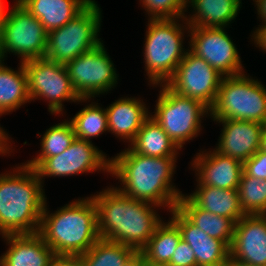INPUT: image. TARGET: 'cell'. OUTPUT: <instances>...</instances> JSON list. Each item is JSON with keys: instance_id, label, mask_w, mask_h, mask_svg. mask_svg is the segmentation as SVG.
Wrapping results in <instances>:
<instances>
[{"instance_id": "1", "label": "cell", "mask_w": 266, "mask_h": 266, "mask_svg": "<svg viewBox=\"0 0 266 266\" xmlns=\"http://www.w3.org/2000/svg\"><path fill=\"white\" fill-rule=\"evenodd\" d=\"M177 157H148L127 147L110 158V174L121 184L115 188L131 199L167 207L170 212L183 195L172 182Z\"/></svg>"}, {"instance_id": "2", "label": "cell", "mask_w": 266, "mask_h": 266, "mask_svg": "<svg viewBox=\"0 0 266 266\" xmlns=\"http://www.w3.org/2000/svg\"><path fill=\"white\" fill-rule=\"evenodd\" d=\"M96 193L91 197L97 208L99 237L141 251L163 221L156 212L163 208L131 199L114 186Z\"/></svg>"}, {"instance_id": "3", "label": "cell", "mask_w": 266, "mask_h": 266, "mask_svg": "<svg viewBox=\"0 0 266 266\" xmlns=\"http://www.w3.org/2000/svg\"><path fill=\"white\" fill-rule=\"evenodd\" d=\"M12 171L0 174V234L37 233L47 199L44 186L25 163Z\"/></svg>"}, {"instance_id": "4", "label": "cell", "mask_w": 266, "mask_h": 266, "mask_svg": "<svg viewBox=\"0 0 266 266\" xmlns=\"http://www.w3.org/2000/svg\"><path fill=\"white\" fill-rule=\"evenodd\" d=\"M74 200L53 213L44 205L38 233L55 255L80 256L100 239L93 198Z\"/></svg>"}, {"instance_id": "5", "label": "cell", "mask_w": 266, "mask_h": 266, "mask_svg": "<svg viewBox=\"0 0 266 266\" xmlns=\"http://www.w3.org/2000/svg\"><path fill=\"white\" fill-rule=\"evenodd\" d=\"M144 63L147 80L153 87L165 84L189 50L183 41L190 26L185 18L147 19ZM183 23H181V22ZM180 22V23H179ZM184 47V48H183Z\"/></svg>"}, {"instance_id": "6", "label": "cell", "mask_w": 266, "mask_h": 266, "mask_svg": "<svg viewBox=\"0 0 266 266\" xmlns=\"http://www.w3.org/2000/svg\"><path fill=\"white\" fill-rule=\"evenodd\" d=\"M212 120L233 119L266 123V87L242 73L223 77L210 108Z\"/></svg>"}, {"instance_id": "7", "label": "cell", "mask_w": 266, "mask_h": 266, "mask_svg": "<svg viewBox=\"0 0 266 266\" xmlns=\"http://www.w3.org/2000/svg\"><path fill=\"white\" fill-rule=\"evenodd\" d=\"M102 10L92 0L78 15L64 26L47 33L45 58L66 64L89 52L103 42L99 38Z\"/></svg>"}, {"instance_id": "8", "label": "cell", "mask_w": 266, "mask_h": 266, "mask_svg": "<svg viewBox=\"0 0 266 266\" xmlns=\"http://www.w3.org/2000/svg\"><path fill=\"white\" fill-rule=\"evenodd\" d=\"M157 86L161 88L150 117L182 149L202 131V120L210 116V109L199 100L176 94L165 84Z\"/></svg>"}, {"instance_id": "9", "label": "cell", "mask_w": 266, "mask_h": 266, "mask_svg": "<svg viewBox=\"0 0 266 266\" xmlns=\"http://www.w3.org/2000/svg\"><path fill=\"white\" fill-rule=\"evenodd\" d=\"M27 74L30 100H46L52 115L62 114L64 101L88 102L91 98H80L72 85L65 64L47 58L31 59L23 62Z\"/></svg>"}, {"instance_id": "10", "label": "cell", "mask_w": 266, "mask_h": 266, "mask_svg": "<svg viewBox=\"0 0 266 266\" xmlns=\"http://www.w3.org/2000/svg\"><path fill=\"white\" fill-rule=\"evenodd\" d=\"M25 164L33 168L44 186L45 177H68L103 171L110 173V158L94 146L92 141L75 138L59 155L48 158H32Z\"/></svg>"}, {"instance_id": "11", "label": "cell", "mask_w": 266, "mask_h": 266, "mask_svg": "<svg viewBox=\"0 0 266 266\" xmlns=\"http://www.w3.org/2000/svg\"><path fill=\"white\" fill-rule=\"evenodd\" d=\"M47 49V32L42 23L21 3H14L8 10L5 23L0 60L10 53L20 62L44 58Z\"/></svg>"}, {"instance_id": "12", "label": "cell", "mask_w": 266, "mask_h": 266, "mask_svg": "<svg viewBox=\"0 0 266 266\" xmlns=\"http://www.w3.org/2000/svg\"><path fill=\"white\" fill-rule=\"evenodd\" d=\"M105 45L83 53L65 64L74 90L80 98L107 94L118 84V74Z\"/></svg>"}, {"instance_id": "13", "label": "cell", "mask_w": 266, "mask_h": 266, "mask_svg": "<svg viewBox=\"0 0 266 266\" xmlns=\"http://www.w3.org/2000/svg\"><path fill=\"white\" fill-rule=\"evenodd\" d=\"M222 78L208 62L188 50L165 85L176 94L199 100L210 109Z\"/></svg>"}, {"instance_id": "14", "label": "cell", "mask_w": 266, "mask_h": 266, "mask_svg": "<svg viewBox=\"0 0 266 266\" xmlns=\"http://www.w3.org/2000/svg\"><path fill=\"white\" fill-rule=\"evenodd\" d=\"M225 27H190V51L203 58L223 77L245 73L240 54Z\"/></svg>"}, {"instance_id": "15", "label": "cell", "mask_w": 266, "mask_h": 266, "mask_svg": "<svg viewBox=\"0 0 266 266\" xmlns=\"http://www.w3.org/2000/svg\"><path fill=\"white\" fill-rule=\"evenodd\" d=\"M199 151L190 162L191 168L195 170L197 186L237 190L243 173V163L222 155L215 149Z\"/></svg>"}, {"instance_id": "16", "label": "cell", "mask_w": 266, "mask_h": 266, "mask_svg": "<svg viewBox=\"0 0 266 266\" xmlns=\"http://www.w3.org/2000/svg\"><path fill=\"white\" fill-rule=\"evenodd\" d=\"M229 257L253 266H266V215H245L235 223Z\"/></svg>"}, {"instance_id": "17", "label": "cell", "mask_w": 266, "mask_h": 266, "mask_svg": "<svg viewBox=\"0 0 266 266\" xmlns=\"http://www.w3.org/2000/svg\"><path fill=\"white\" fill-rule=\"evenodd\" d=\"M213 121L223 127L215 147L220 154L244 163L260 149L263 123L233 119Z\"/></svg>"}, {"instance_id": "18", "label": "cell", "mask_w": 266, "mask_h": 266, "mask_svg": "<svg viewBox=\"0 0 266 266\" xmlns=\"http://www.w3.org/2000/svg\"><path fill=\"white\" fill-rule=\"evenodd\" d=\"M171 220L180 230L182 239L194 251L197 266H224L229 247L221 240L209 237L192 224L177 208L170 211Z\"/></svg>"}, {"instance_id": "19", "label": "cell", "mask_w": 266, "mask_h": 266, "mask_svg": "<svg viewBox=\"0 0 266 266\" xmlns=\"http://www.w3.org/2000/svg\"><path fill=\"white\" fill-rule=\"evenodd\" d=\"M8 249L0 256V266H49L53 250L40 234H8L2 236Z\"/></svg>"}, {"instance_id": "20", "label": "cell", "mask_w": 266, "mask_h": 266, "mask_svg": "<svg viewBox=\"0 0 266 266\" xmlns=\"http://www.w3.org/2000/svg\"><path fill=\"white\" fill-rule=\"evenodd\" d=\"M108 130L123 142L131 143L143 123L150 117L149 108L135 96L121 97L106 108Z\"/></svg>"}, {"instance_id": "21", "label": "cell", "mask_w": 266, "mask_h": 266, "mask_svg": "<svg viewBox=\"0 0 266 266\" xmlns=\"http://www.w3.org/2000/svg\"><path fill=\"white\" fill-rule=\"evenodd\" d=\"M188 7L193 13L184 18L190 27L228 28L239 13L242 0H186V12Z\"/></svg>"}, {"instance_id": "22", "label": "cell", "mask_w": 266, "mask_h": 266, "mask_svg": "<svg viewBox=\"0 0 266 266\" xmlns=\"http://www.w3.org/2000/svg\"><path fill=\"white\" fill-rule=\"evenodd\" d=\"M92 0H24L21 4L42 23L48 33L78 15Z\"/></svg>"}, {"instance_id": "23", "label": "cell", "mask_w": 266, "mask_h": 266, "mask_svg": "<svg viewBox=\"0 0 266 266\" xmlns=\"http://www.w3.org/2000/svg\"><path fill=\"white\" fill-rule=\"evenodd\" d=\"M176 208L209 237L221 240L230 247L235 230V222L232 219L199 208L187 194L179 198Z\"/></svg>"}, {"instance_id": "24", "label": "cell", "mask_w": 266, "mask_h": 266, "mask_svg": "<svg viewBox=\"0 0 266 266\" xmlns=\"http://www.w3.org/2000/svg\"><path fill=\"white\" fill-rule=\"evenodd\" d=\"M199 208L232 219L235 223L246 214L241 209L238 190L197 186L187 195Z\"/></svg>"}, {"instance_id": "25", "label": "cell", "mask_w": 266, "mask_h": 266, "mask_svg": "<svg viewBox=\"0 0 266 266\" xmlns=\"http://www.w3.org/2000/svg\"><path fill=\"white\" fill-rule=\"evenodd\" d=\"M4 64V61L0 60V117L15 112L25 103L31 102L23 62L19 63L17 70Z\"/></svg>"}, {"instance_id": "26", "label": "cell", "mask_w": 266, "mask_h": 266, "mask_svg": "<svg viewBox=\"0 0 266 266\" xmlns=\"http://www.w3.org/2000/svg\"><path fill=\"white\" fill-rule=\"evenodd\" d=\"M128 147L135 153L148 157L178 156L181 149L161 126L149 117Z\"/></svg>"}, {"instance_id": "27", "label": "cell", "mask_w": 266, "mask_h": 266, "mask_svg": "<svg viewBox=\"0 0 266 266\" xmlns=\"http://www.w3.org/2000/svg\"><path fill=\"white\" fill-rule=\"evenodd\" d=\"M182 239L177 225L169 219L162 221L156 228L147 245L141 250L145 261L152 265H167L180 240Z\"/></svg>"}, {"instance_id": "28", "label": "cell", "mask_w": 266, "mask_h": 266, "mask_svg": "<svg viewBox=\"0 0 266 266\" xmlns=\"http://www.w3.org/2000/svg\"><path fill=\"white\" fill-rule=\"evenodd\" d=\"M69 120L73 125L75 137L79 139L91 141V138L109 132L106 109L96 102L86 105Z\"/></svg>"}, {"instance_id": "29", "label": "cell", "mask_w": 266, "mask_h": 266, "mask_svg": "<svg viewBox=\"0 0 266 266\" xmlns=\"http://www.w3.org/2000/svg\"><path fill=\"white\" fill-rule=\"evenodd\" d=\"M133 251L129 246L100 238L78 259L82 266H120Z\"/></svg>"}, {"instance_id": "30", "label": "cell", "mask_w": 266, "mask_h": 266, "mask_svg": "<svg viewBox=\"0 0 266 266\" xmlns=\"http://www.w3.org/2000/svg\"><path fill=\"white\" fill-rule=\"evenodd\" d=\"M237 190L246 215H266V180L248 176L243 171Z\"/></svg>"}, {"instance_id": "31", "label": "cell", "mask_w": 266, "mask_h": 266, "mask_svg": "<svg viewBox=\"0 0 266 266\" xmlns=\"http://www.w3.org/2000/svg\"><path fill=\"white\" fill-rule=\"evenodd\" d=\"M75 132L70 120H64L46 129L41 136V151L34 158H48L61 154L75 139Z\"/></svg>"}, {"instance_id": "32", "label": "cell", "mask_w": 266, "mask_h": 266, "mask_svg": "<svg viewBox=\"0 0 266 266\" xmlns=\"http://www.w3.org/2000/svg\"><path fill=\"white\" fill-rule=\"evenodd\" d=\"M149 19L184 18L186 0H139Z\"/></svg>"}, {"instance_id": "33", "label": "cell", "mask_w": 266, "mask_h": 266, "mask_svg": "<svg viewBox=\"0 0 266 266\" xmlns=\"http://www.w3.org/2000/svg\"><path fill=\"white\" fill-rule=\"evenodd\" d=\"M243 171L248 176L266 180V152L259 149L243 163Z\"/></svg>"}, {"instance_id": "34", "label": "cell", "mask_w": 266, "mask_h": 266, "mask_svg": "<svg viewBox=\"0 0 266 266\" xmlns=\"http://www.w3.org/2000/svg\"><path fill=\"white\" fill-rule=\"evenodd\" d=\"M166 266H197L194 251L183 239L180 240L170 262Z\"/></svg>"}, {"instance_id": "35", "label": "cell", "mask_w": 266, "mask_h": 266, "mask_svg": "<svg viewBox=\"0 0 266 266\" xmlns=\"http://www.w3.org/2000/svg\"><path fill=\"white\" fill-rule=\"evenodd\" d=\"M49 266H82L77 255H54Z\"/></svg>"}, {"instance_id": "36", "label": "cell", "mask_w": 266, "mask_h": 266, "mask_svg": "<svg viewBox=\"0 0 266 266\" xmlns=\"http://www.w3.org/2000/svg\"><path fill=\"white\" fill-rule=\"evenodd\" d=\"M259 27L256 28L252 32L251 41L256 47L266 52V24H260ZM253 38V39H252Z\"/></svg>"}, {"instance_id": "37", "label": "cell", "mask_w": 266, "mask_h": 266, "mask_svg": "<svg viewBox=\"0 0 266 266\" xmlns=\"http://www.w3.org/2000/svg\"><path fill=\"white\" fill-rule=\"evenodd\" d=\"M8 135L9 134L6 131H4L3 127H1V125H0V154H1V156H4V155L7 156L6 154H8L10 156L14 150V149H11V148H13L12 143H11L12 138L9 137Z\"/></svg>"}, {"instance_id": "38", "label": "cell", "mask_w": 266, "mask_h": 266, "mask_svg": "<svg viewBox=\"0 0 266 266\" xmlns=\"http://www.w3.org/2000/svg\"><path fill=\"white\" fill-rule=\"evenodd\" d=\"M145 262L142 251H133L120 266H143Z\"/></svg>"}, {"instance_id": "39", "label": "cell", "mask_w": 266, "mask_h": 266, "mask_svg": "<svg viewBox=\"0 0 266 266\" xmlns=\"http://www.w3.org/2000/svg\"><path fill=\"white\" fill-rule=\"evenodd\" d=\"M6 9L7 7L5 5V0H0V52H1L2 42H3L4 23H5L7 13H8V10Z\"/></svg>"}, {"instance_id": "40", "label": "cell", "mask_w": 266, "mask_h": 266, "mask_svg": "<svg viewBox=\"0 0 266 266\" xmlns=\"http://www.w3.org/2000/svg\"><path fill=\"white\" fill-rule=\"evenodd\" d=\"M258 18L262 24H266V0H254Z\"/></svg>"}, {"instance_id": "41", "label": "cell", "mask_w": 266, "mask_h": 266, "mask_svg": "<svg viewBox=\"0 0 266 266\" xmlns=\"http://www.w3.org/2000/svg\"><path fill=\"white\" fill-rule=\"evenodd\" d=\"M224 266H253V265H249L239 260H236L232 257H228Z\"/></svg>"}, {"instance_id": "42", "label": "cell", "mask_w": 266, "mask_h": 266, "mask_svg": "<svg viewBox=\"0 0 266 266\" xmlns=\"http://www.w3.org/2000/svg\"><path fill=\"white\" fill-rule=\"evenodd\" d=\"M260 150L266 152V123L263 125Z\"/></svg>"}, {"instance_id": "43", "label": "cell", "mask_w": 266, "mask_h": 266, "mask_svg": "<svg viewBox=\"0 0 266 266\" xmlns=\"http://www.w3.org/2000/svg\"><path fill=\"white\" fill-rule=\"evenodd\" d=\"M143 266H165V265H152V264H149V263L145 262L143 264Z\"/></svg>"}, {"instance_id": "44", "label": "cell", "mask_w": 266, "mask_h": 266, "mask_svg": "<svg viewBox=\"0 0 266 266\" xmlns=\"http://www.w3.org/2000/svg\"><path fill=\"white\" fill-rule=\"evenodd\" d=\"M24 0H14V3H22Z\"/></svg>"}]
</instances>
